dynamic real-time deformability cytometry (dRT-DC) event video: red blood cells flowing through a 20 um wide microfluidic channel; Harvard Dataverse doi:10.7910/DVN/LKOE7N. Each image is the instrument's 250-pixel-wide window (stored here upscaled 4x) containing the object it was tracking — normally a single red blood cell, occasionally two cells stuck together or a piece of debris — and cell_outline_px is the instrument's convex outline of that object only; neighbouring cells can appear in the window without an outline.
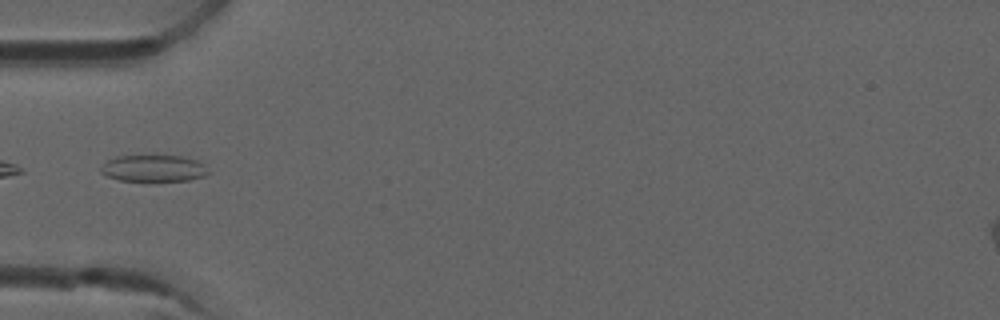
{"species": "common noctule bat (a hibernating species)", "species_latin": "Nyctalus noctula", "temperature_condition": "room temperature", "stored_images_in_passage": 3, "camera_frame_rate_fps": 3000, "um_per_image_px": 0.085, "animal": {"sex": "male", "forearm_length_mm": 52.5}, "frame": {"image": 1, "passage_image": 3, "time_ms": 0.667, "image_size_px": [1000, 320], "cell_outline_px": [[212, 172], [204, 176], [188, 180], [148, 184], [120, 180], [104, 176], [100, 172], [100, 168], [108, 160], [116, 156], [180, 156], [196, 160], [204, 164]], "centroid_in_image_um": [13.06, 14.37], "position_along_channel_um": 71.9, "area_um2": 17.57}}